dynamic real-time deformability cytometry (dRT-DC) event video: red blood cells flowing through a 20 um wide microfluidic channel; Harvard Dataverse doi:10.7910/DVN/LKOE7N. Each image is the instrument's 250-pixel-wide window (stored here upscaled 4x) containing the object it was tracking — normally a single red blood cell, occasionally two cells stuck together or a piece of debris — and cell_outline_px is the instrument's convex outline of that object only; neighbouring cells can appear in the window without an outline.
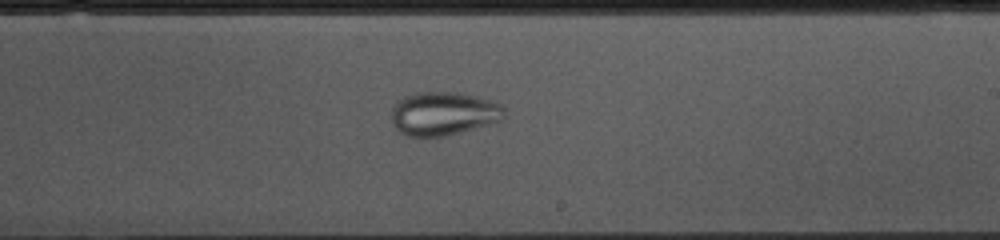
{"species": "common noctule bat (a hibernating species)", "species_latin": "Nyctalus noctula", "temperature_condition": "cold", "stored_images_in_passage": 54, "camera_frame_rate_fps": 3000, "um_per_image_px": 0.085, "animal": {"sex": "female", "body_mass_g": 10.0, "forearm_length_mm": 53.1}, "frame": {"image": 1, "passage_image": 30, "time_ms": 9.667, "image_size_px": [1000, 240], "cell_outline_px": [[504, 116], [500, 120], [444, 136], [408, 136], [400, 132], [396, 128], [392, 120], [392, 108], [396, 100], [404, 96], [416, 92], [460, 92], [476, 96], [500, 104], [504, 108]], "centroid_in_image_um": [37.64, 9.63], "position_along_channel_um": 251.4, "area_um2": 28.32}}
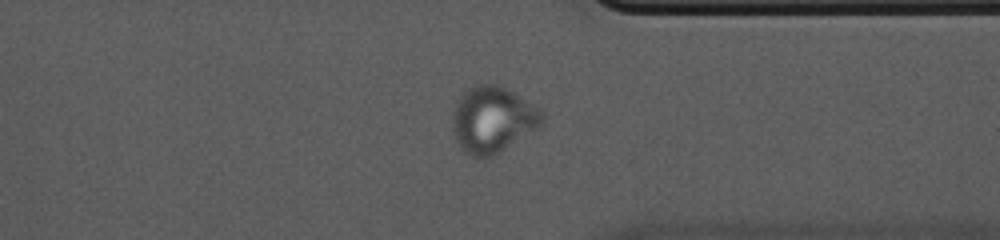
{"frame": {"image": 2, "passage_image": 40, "time_ms": 13.0, "image_size_px": [1000, 240], "cell_outline_px": [[544, 124], [540, 128], [492, 156], [472, 156], [464, 152], [460, 148], [456, 140], [452, 128], [452, 116], [456, 100], [464, 88], [476, 84], [496, 84], [512, 92], [540, 108], [544, 112]], "centroid_in_image_um": [41.87, 10.15], "position_along_channel_um": 369.5, "area_um2": 34.97}}
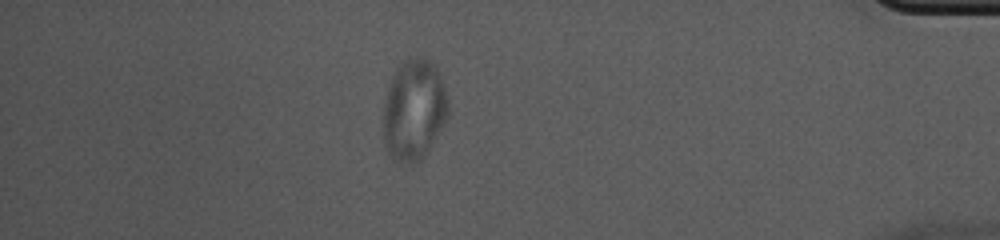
{"frame": {"image": 3, "passage_image": 46, "time_ms": 15.0, "image_size_px": [1000, 240], "cell_outline_px": [[448, 116], [444, 124], [420, 160], [416, 164], [408, 164], [396, 160], [388, 152], [384, 140], [384, 104], [388, 88], [392, 76], [396, 68], [408, 56], [428, 56], [436, 64], [444, 84], [448, 100]], "centroid_in_image_um": [35.21, 9.26], "position_along_channel_um": 400.0, "area_um2": 38.44}}